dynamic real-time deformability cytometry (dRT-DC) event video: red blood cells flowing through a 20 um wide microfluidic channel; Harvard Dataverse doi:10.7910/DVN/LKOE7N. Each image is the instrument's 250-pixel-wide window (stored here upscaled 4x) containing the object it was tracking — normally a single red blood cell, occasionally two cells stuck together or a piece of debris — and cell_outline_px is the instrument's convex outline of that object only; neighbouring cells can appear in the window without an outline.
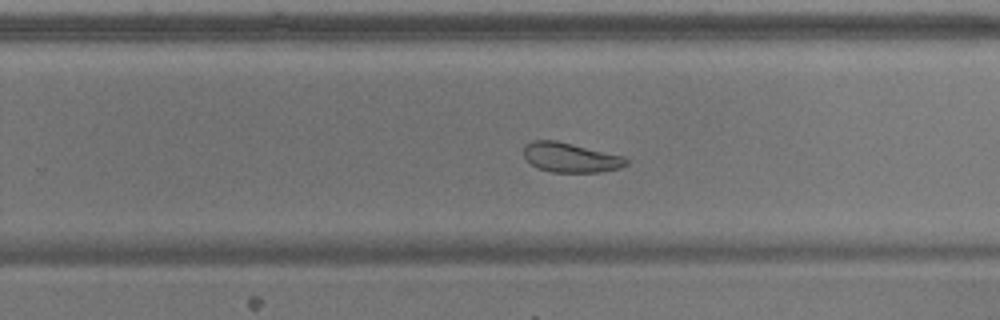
{"species": "common noctule bat (a hibernating species)", "species_latin": "Nyctalus noctula", "temperature_condition": "warm", "stored_images_in_passage": 51, "camera_frame_rate_fps": 3000, "um_per_image_px": 0.085, "animal": {"sex": "male", "body_mass_g": 17.9}, "frame": {"image": 1, "passage_image": 30, "time_ms": 9.667, "image_size_px": [1000, 320], "cell_outline_px": [[628, 164], [620, 168], [600, 172], [552, 172], [536, 168], [524, 156], [524, 144], [532, 140], [556, 140], [624, 156], [628, 160]], "centroid_in_image_um": [48.49, 13.39], "position_along_channel_um": 281.3, "area_um2": 17.74}}
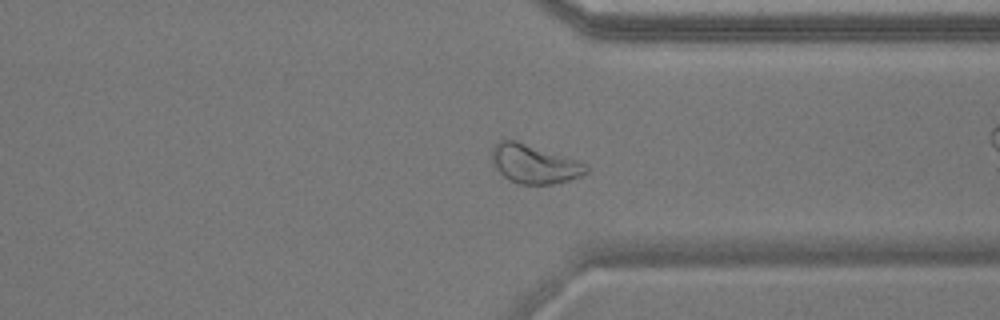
{"frame": {"image": 2, "passage_image": 37, "time_ms": 12.0, "image_size_px": [1000, 320], "cell_outline_px": [[588, 172], [580, 176], [568, 180], [552, 184], [520, 184], [508, 180], [496, 168], [492, 160], [492, 148], [500, 140], [516, 140], [588, 164]], "centroid_in_image_um": [45.41, 13.94], "position_along_channel_um": 366.0, "area_um2": 21.1}, "authors_computed_cell_mechanics": {"area_um2": 22.5998, "velocity_mm_per_s": 3.6463, "shape_relaxation_time_tau1_ms": null, "shape_relaxation_time_tau2_ms": 3.9779, "deformation_change_tau1": null, "deformation_change_tau2": 0.0958}}